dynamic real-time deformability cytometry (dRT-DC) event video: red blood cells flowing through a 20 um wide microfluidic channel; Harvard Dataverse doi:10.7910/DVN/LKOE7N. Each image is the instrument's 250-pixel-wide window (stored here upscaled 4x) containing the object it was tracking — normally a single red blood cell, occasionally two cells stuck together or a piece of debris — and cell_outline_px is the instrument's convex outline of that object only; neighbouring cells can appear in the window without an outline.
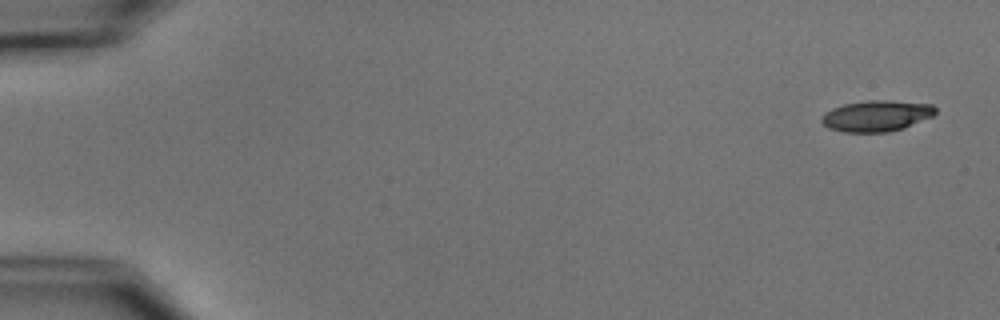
{"species": "common noctule bat (a hibernating species)", "species_latin": "Nyctalus noctula", "temperature_condition": "cold", "stored_images_in_passage": 4, "camera_frame_rate_fps": 3000, "um_per_image_px": 0.085, "animal": {"sex": "male", "body_mass_g": 15.6}, "frame": {"image": 1, "passage_image": 1, "time_ms": 0.0, "image_size_px": [1000, 320], "cell_outline_px": [[936, 112], [932, 116], [904, 128], [888, 132], [844, 132], [828, 128], [820, 120], [820, 116], [824, 112], [832, 108], [844, 104], [868, 100], [892, 100], [932, 104], [936, 108]], "centroid_in_image_um": [74.48, 9.84], "position_along_channel_um": 10.5, "area_um2": 20.75}}
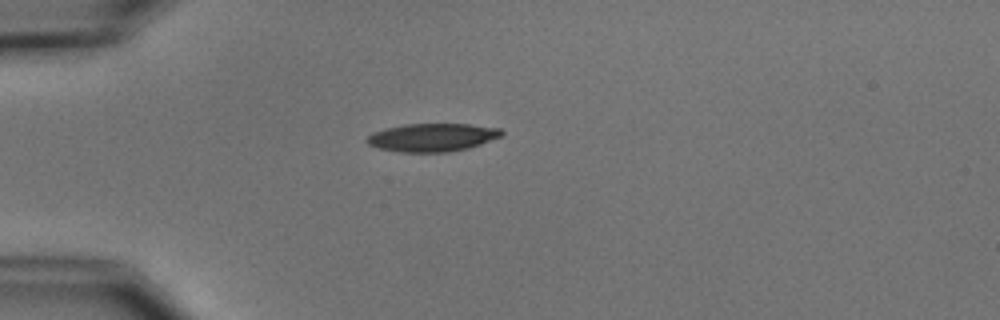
{"frame": {"image": 2, "passage_image": 4, "time_ms": 4.333, "image_size_px": [1000, 320], "cell_outline_px": [[504, 132], [500, 136], [480, 144], [468, 148], [448, 152], [400, 152], [376, 148], [368, 144], [364, 140], [372, 132], [384, 128], [404, 124], [468, 124], [500, 128]], "centroid_in_image_um": [36.68, 11.68], "position_along_channel_um": 48.3, "area_um2": 22.14}}